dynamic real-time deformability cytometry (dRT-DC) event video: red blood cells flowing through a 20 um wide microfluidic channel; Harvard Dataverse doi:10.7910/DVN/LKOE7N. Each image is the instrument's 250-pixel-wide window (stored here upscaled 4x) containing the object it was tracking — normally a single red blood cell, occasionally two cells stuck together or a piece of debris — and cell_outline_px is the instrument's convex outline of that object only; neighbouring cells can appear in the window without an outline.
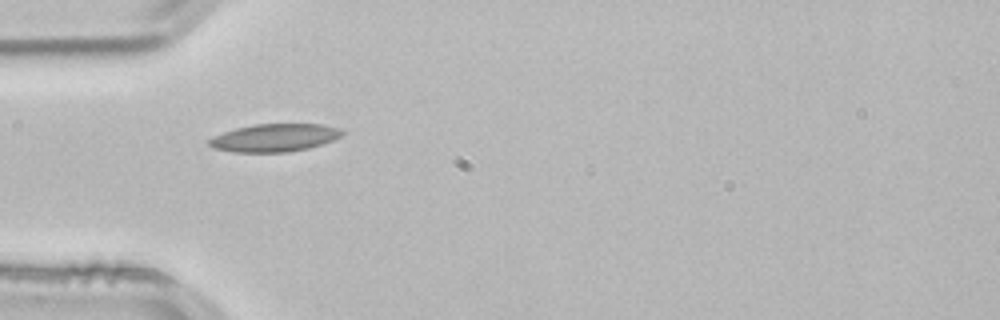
{"species": "common noctule bat (a hibernating species)", "species_latin": "Nyctalus noctula", "temperature_condition": "room temperature", "stored_images_in_passage": 7, "camera_frame_rate_fps": 3000, "um_per_image_px": 0.085, "animal": {"sex": "male", "body_mass_g": 21.5, "forearm_length_mm": 52.0}, "frame": {"image": 1, "passage_image": 1, "time_ms": 0.0, "image_size_px": [1000, 320], "cell_outline_px": [[344, 132], [340, 136], [332, 140], [308, 148], [288, 152], [232, 152], [212, 148], [208, 144], [208, 140], [212, 136], [236, 128], [256, 124], [324, 124], [340, 128]], "centroid_in_image_um": [23.3, 11.71], "position_along_channel_um": 61.7, "area_um2": 21.56}}
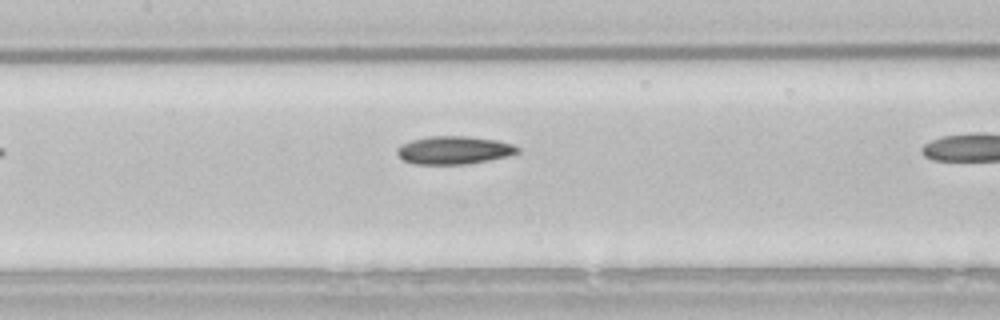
{"frame": {"image": 2, "passage_image": 6, "time_ms": 1.667, "image_size_px": [1000, 320], "cell_outline_px": [[520, 152], [508, 156], [468, 164], [412, 164], [400, 160], [396, 152], [396, 148], [412, 140], [432, 136], [468, 136], [496, 140], [512, 144], [520, 148]], "centroid_in_image_um": [38.57, 12.77], "position_along_channel_um": 168.8, "area_um2": 19.77}}